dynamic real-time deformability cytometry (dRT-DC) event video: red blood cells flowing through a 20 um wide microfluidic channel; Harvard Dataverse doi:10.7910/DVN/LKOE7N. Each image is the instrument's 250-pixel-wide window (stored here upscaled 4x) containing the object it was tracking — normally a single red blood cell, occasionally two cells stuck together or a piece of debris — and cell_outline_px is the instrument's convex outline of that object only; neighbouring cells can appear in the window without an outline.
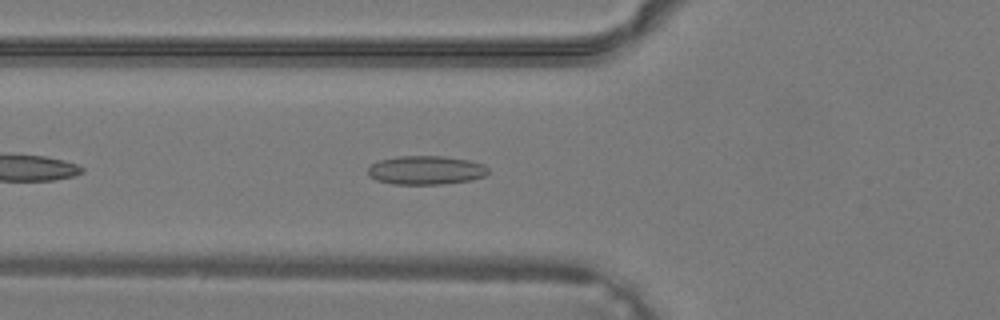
{"species": "common noctule bat (a hibernating species)", "species_latin": "Nyctalus noctula", "temperature_condition": "warm", "stored_images_in_passage": 27, "camera_frame_rate_fps": 3000, "um_per_image_px": 0.085, "animal": {"sex": "male", "body_mass_g": 19.2, "forearm_length_mm": 51.8}, "frame": {"image": 1, "passage_image": 2, "time_ms": 0.333, "image_size_px": [1000, 320], "cell_outline_px": [[488, 172], [484, 176], [472, 180], [444, 184], [392, 184], [376, 180], [368, 176], [368, 168], [372, 164], [380, 160], [396, 156], [444, 156], [468, 160], [484, 164], [488, 168]], "centroid_in_image_um": [36.2, 14.47], "position_along_channel_um": 89.6, "area_um2": 20.29}}
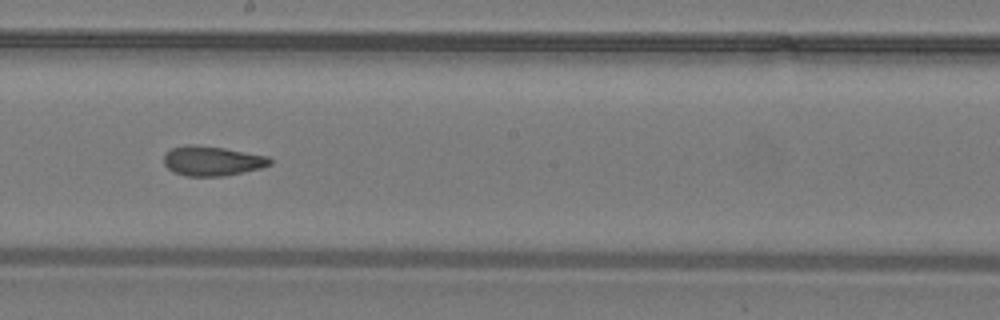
{"frame": {"image": 2, "passage_image": 10, "time_ms": 3.0, "image_size_px": [1000, 320], "cell_outline_px": [[272, 164], [260, 168], [224, 176], [184, 176], [172, 172], [164, 164], [164, 152], [172, 148], [188, 144], [192, 144], [224, 148], [268, 156], [272, 160]], "centroid_in_image_um": [18.0, 13.68], "position_along_channel_um": 230.2, "area_um2": 18.44}}
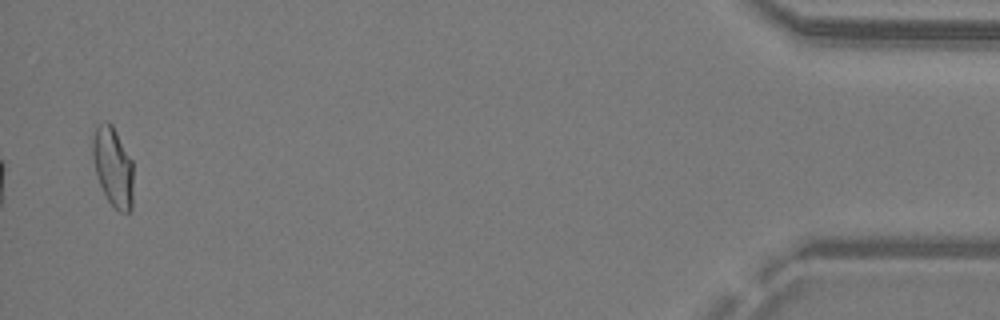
{"frame": {"image": 3, "passage_image": 26, "time_ms": 8.333, "image_size_px": [1000, 320], "cell_outline_px": [[132, 212], [128, 216], [120, 212], [108, 200], [96, 176], [92, 156], [92, 136], [96, 124], [104, 120], [108, 120], [112, 124], [132, 160]], "centroid_in_image_um": [9.59, 14.16], "position_along_channel_um": 425.6, "area_um2": 19.19}}